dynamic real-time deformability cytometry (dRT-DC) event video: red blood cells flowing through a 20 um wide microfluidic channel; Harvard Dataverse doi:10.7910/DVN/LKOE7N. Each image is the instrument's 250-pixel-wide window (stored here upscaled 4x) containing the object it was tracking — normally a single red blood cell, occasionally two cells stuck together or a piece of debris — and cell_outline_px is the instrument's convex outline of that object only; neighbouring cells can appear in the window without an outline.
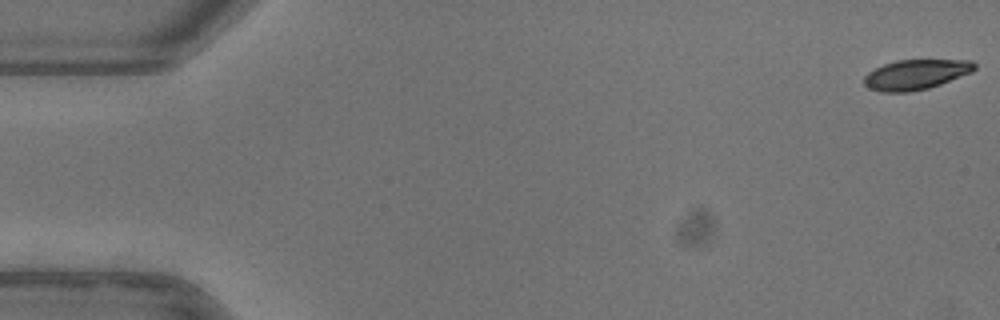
{"species": "common noctule bat (a hibernating species)", "species_latin": "Nyctalus noctula", "temperature_condition": "warm", "stored_images_in_passage": 49, "camera_frame_rate_fps": 3000, "um_per_image_px": 0.085, "animal": {"sex": "female"}, "frame": {"image": 1, "passage_image": 1, "time_ms": 0.0, "image_size_px": [1000, 320], "cell_outline_px": [[976, 68], [972, 72], [940, 84], [928, 88], [908, 92], [880, 92], [868, 88], [864, 84], [864, 76], [868, 72], [884, 64], [896, 60], [972, 60], [976, 64]], "centroid_in_image_um": [77.84, 6.33], "position_along_channel_um": 7.2, "area_um2": 19.31}}
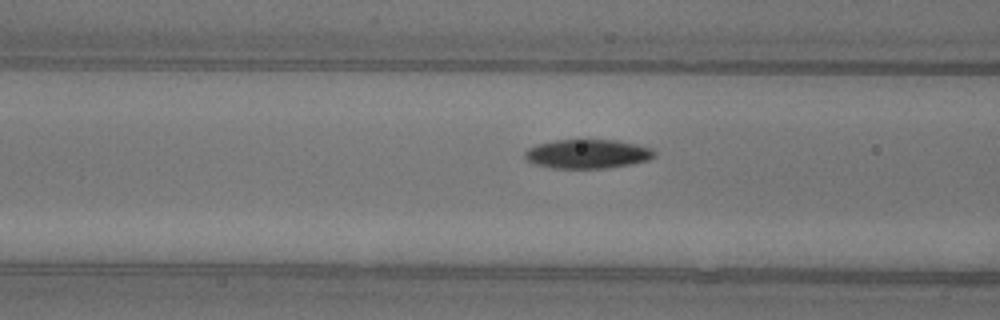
{"frame": {"image": 2, "passage_image": 21, "time_ms": 6.667, "image_size_px": [1000, 320], "cell_outline_px": [[656, 156], [648, 160], [632, 164], [608, 168], [552, 168], [536, 164], [528, 160], [524, 156], [524, 152], [528, 148], [536, 144], [556, 140], [616, 140], [636, 144], [652, 148], [656, 152]], "centroid_in_image_um": [49.96, 13.08], "position_along_channel_um": 116.6, "area_um2": 22.02}}
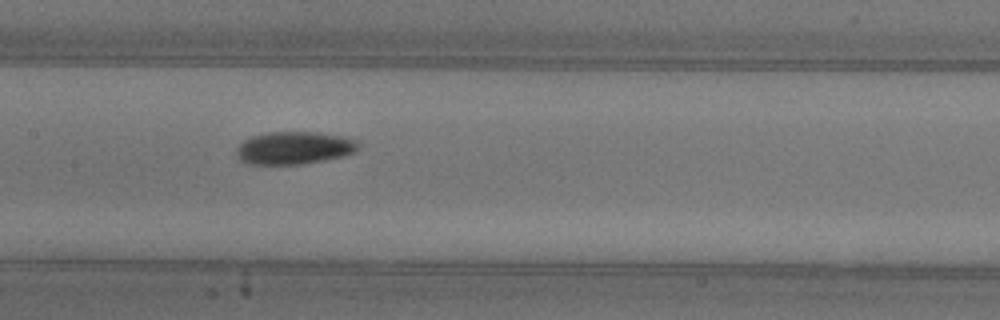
{"frame": {"image": 3, "passage_image": 26, "time_ms": 8.333, "image_size_px": [1000, 320], "cell_outline_px": [[360, 144], [356, 152], [344, 156], [304, 164], [248, 164], [240, 160], [236, 156], [236, 148], [244, 140], [252, 136], [268, 132], [320, 132], [344, 136], [360, 140]], "centroid_in_image_um": [25.05, 12.57], "position_along_channel_um": 182.4, "area_um2": 23.58}, "authors_computed_cell_mechanics": {"area_um2": 21.8484, "velocity_mm_per_s": 3.9329, "shape_relaxation_time_tau1_ms": 3.9338, "shape_relaxation_time_tau2_ms": 7.9128, "deformation_change_tau1": 0.1469, "deformation_change_tau2": 0.1027}}